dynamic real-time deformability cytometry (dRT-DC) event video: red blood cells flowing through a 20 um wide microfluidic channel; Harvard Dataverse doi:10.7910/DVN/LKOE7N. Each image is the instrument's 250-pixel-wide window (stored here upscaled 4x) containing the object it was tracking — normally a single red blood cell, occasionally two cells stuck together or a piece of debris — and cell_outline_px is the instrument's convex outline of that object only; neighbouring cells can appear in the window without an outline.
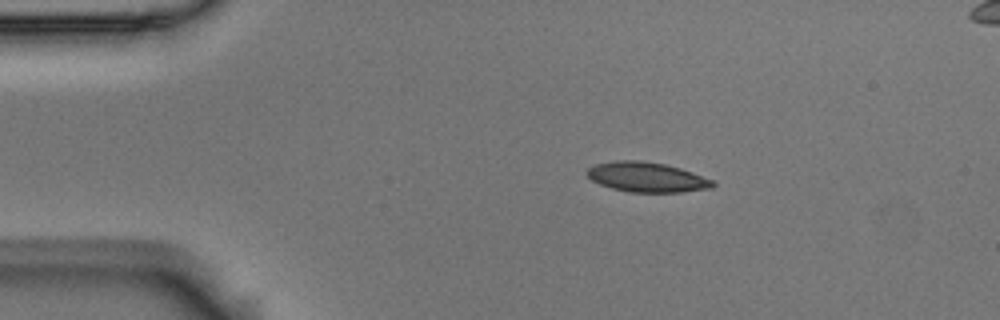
{"species": "Egyptian fruit bat (a non-hibernating species)", "species_latin": "Rousettus aegyptiacus", "temperature_condition": "room temperature", "stored_images_in_passage": 4, "camera_frame_rate_fps": 3000, "um_per_image_px": 0.085, "animal": {"sex": "male"}, "frame": {"image": 1, "passage_image": 2, "time_ms": 0.333, "image_size_px": [1000, 320], "cell_outline_px": [[716, 184], [712, 188], [680, 192], [628, 192], [612, 188], [600, 184], [592, 180], [584, 172], [588, 168], [596, 164], [616, 160], [640, 160], [664, 164], [680, 168], [716, 180]], "centroid_in_image_um": [55.0, 15.05], "position_along_channel_um": 30.0, "area_um2": 22.02}}